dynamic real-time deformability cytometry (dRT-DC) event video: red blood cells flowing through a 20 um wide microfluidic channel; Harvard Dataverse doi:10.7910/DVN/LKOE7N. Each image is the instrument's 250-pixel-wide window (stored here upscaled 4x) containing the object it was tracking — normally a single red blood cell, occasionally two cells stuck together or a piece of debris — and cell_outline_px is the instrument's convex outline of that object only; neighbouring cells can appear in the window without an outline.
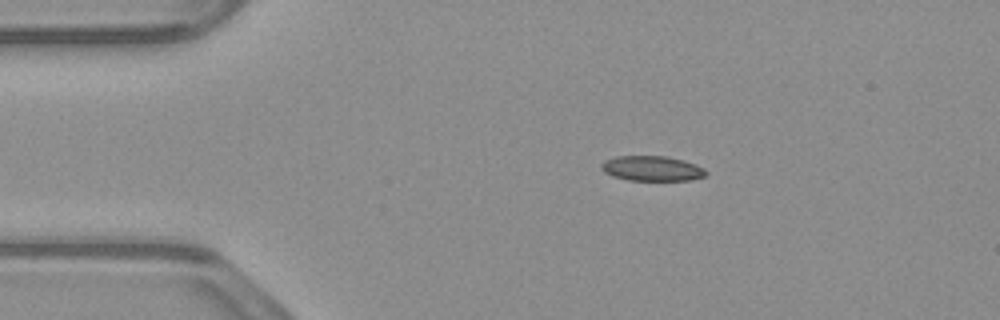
{"species": "common noctule bat (a hibernating species)", "species_latin": "Nyctalus noctula", "temperature_condition": "warm", "stored_images_in_passage": 24, "camera_frame_rate_fps": 3000, "um_per_image_px": 0.085, "animal": {"sex": "male", "body_mass_g": 23.1, "forearm_length_mm": 52.7}, "frame": {"image": 1, "passage_image": 1, "time_ms": 0.0, "image_size_px": [1000, 320], "cell_outline_px": [[708, 172], [704, 176], [688, 180], [628, 180], [612, 176], [604, 172], [600, 168], [600, 164], [604, 160], [616, 156], [668, 156], [684, 160], [696, 164], [704, 168]], "centroid_in_image_um": [55.39, 14.31], "position_along_channel_um": 29.6, "area_um2": 15.37}}
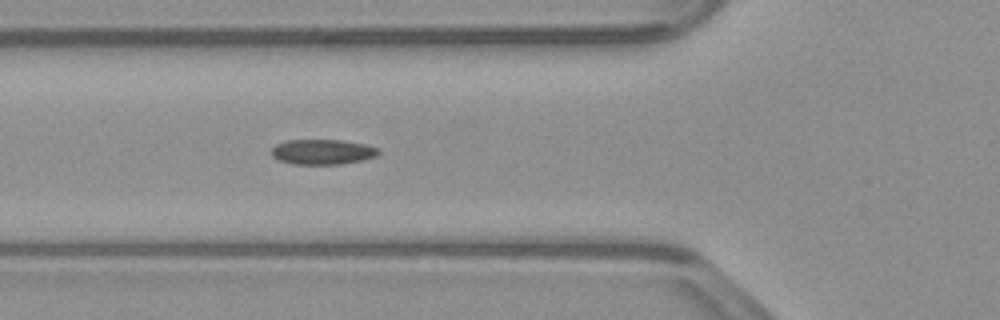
{"frame": {"image": 2, "passage_image": 10, "time_ms": 3.0, "image_size_px": [1000, 320], "cell_outline_px": [[380, 152], [376, 156], [364, 160], [340, 164], [292, 164], [280, 160], [272, 156], [272, 148], [276, 144], [284, 140], [340, 140], [364, 144], [380, 148]], "centroid_in_image_um": [27.43, 12.91], "position_along_channel_um": 98.4, "area_um2": 15.72}}
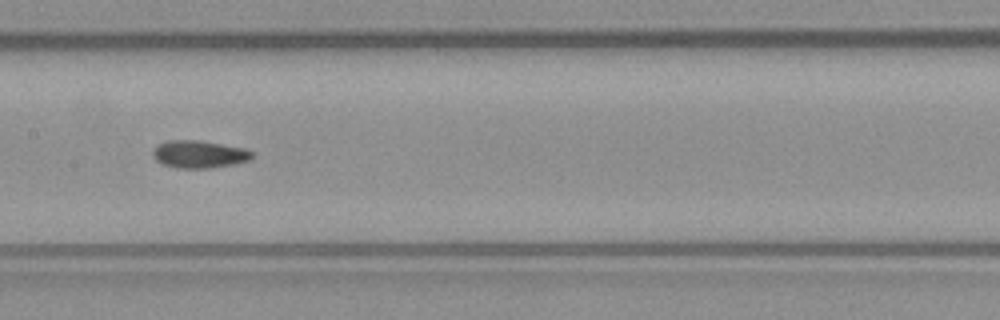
{"frame": {"image": 3, "passage_image": 17, "time_ms": 5.333, "image_size_px": [1000, 320], "cell_outline_px": [[252, 156], [248, 160], [232, 164], [208, 168], [176, 168], [164, 164], [156, 160], [152, 156], [152, 152], [164, 140], [200, 140], [244, 148], [252, 152]], "centroid_in_image_um": [16.89, 13.1], "position_along_channel_um": 190.5, "area_um2": 15.72}}